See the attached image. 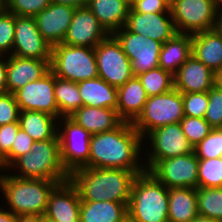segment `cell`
Returning a JSON list of instances; mask_svg holds the SVG:
<instances>
[{
  "label": "cell",
  "mask_w": 222,
  "mask_h": 222,
  "mask_svg": "<svg viewBox=\"0 0 222 222\" xmlns=\"http://www.w3.org/2000/svg\"><path fill=\"white\" fill-rule=\"evenodd\" d=\"M208 107L204 119L212 128H222V87L216 84L208 91Z\"/></svg>",
  "instance_id": "obj_40"
},
{
  "label": "cell",
  "mask_w": 222,
  "mask_h": 222,
  "mask_svg": "<svg viewBox=\"0 0 222 222\" xmlns=\"http://www.w3.org/2000/svg\"><path fill=\"white\" fill-rule=\"evenodd\" d=\"M192 55L214 73L222 67V37L215 28L192 35Z\"/></svg>",
  "instance_id": "obj_25"
},
{
  "label": "cell",
  "mask_w": 222,
  "mask_h": 222,
  "mask_svg": "<svg viewBox=\"0 0 222 222\" xmlns=\"http://www.w3.org/2000/svg\"><path fill=\"white\" fill-rule=\"evenodd\" d=\"M144 166L149 171L159 160L169 159L194 152L180 123H172L151 131L144 139ZM146 140V141H145ZM147 143L149 146H147ZM150 147V148H149Z\"/></svg>",
  "instance_id": "obj_9"
},
{
  "label": "cell",
  "mask_w": 222,
  "mask_h": 222,
  "mask_svg": "<svg viewBox=\"0 0 222 222\" xmlns=\"http://www.w3.org/2000/svg\"><path fill=\"white\" fill-rule=\"evenodd\" d=\"M51 4V0H4L1 4L16 16L35 17Z\"/></svg>",
  "instance_id": "obj_38"
},
{
  "label": "cell",
  "mask_w": 222,
  "mask_h": 222,
  "mask_svg": "<svg viewBox=\"0 0 222 222\" xmlns=\"http://www.w3.org/2000/svg\"><path fill=\"white\" fill-rule=\"evenodd\" d=\"M15 35V14L0 5V55L10 56Z\"/></svg>",
  "instance_id": "obj_35"
},
{
  "label": "cell",
  "mask_w": 222,
  "mask_h": 222,
  "mask_svg": "<svg viewBox=\"0 0 222 222\" xmlns=\"http://www.w3.org/2000/svg\"><path fill=\"white\" fill-rule=\"evenodd\" d=\"M143 141L133 124L125 121L113 130L92 134L88 168H121L142 174L146 171Z\"/></svg>",
  "instance_id": "obj_1"
},
{
  "label": "cell",
  "mask_w": 222,
  "mask_h": 222,
  "mask_svg": "<svg viewBox=\"0 0 222 222\" xmlns=\"http://www.w3.org/2000/svg\"><path fill=\"white\" fill-rule=\"evenodd\" d=\"M138 174L121 168L82 167L70 174L81 201H113L128 206L131 187Z\"/></svg>",
  "instance_id": "obj_2"
},
{
  "label": "cell",
  "mask_w": 222,
  "mask_h": 222,
  "mask_svg": "<svg viewBox=\"0 0 222 222\" xmlns=\"http://www.w3.org/2000/svg\"><path fill=\"white\" fill-rule=\"evenodd\" d=\"M40 222H54V221H52V220L46 218L45 216H41V220H40Z\"/></svg>",
  "instance_id": "obj_53"
},
{
  "label": "cell",
  "mask_w": 222,
  "mask_h": 222,
  "mask_svg": "<svg viewBox=\"0 0 222 222\" xmlns=\"http://www.w3.org/2000/svg\"><path fill=\"white\" fill-rule=\"evenodd\" d=\"M89 0H51V2L56 4H61L65 6H72L74 8H82L88 6Z\"/></svg>",
  "instance_id": "obj_46"
},
{
  "label": "cell",
  "mask_w": 222,
  "mask_h": 222,
  "mask_svg": "<svg viewBox=\"0 0 222 222\" xmlns=\"http://www.w3.org/2000/svg\"><path fill=\"white\" fill-rule=\"evenodd\" d=\"M69 117L90 134L113 130L123 122L111 108L82 106Z\"/></svg>",
  "instance_id": "obj_22"
},
{
  "label": "cell",
  "mask_w": 222,
  "mask_h": 222,
  "mask_svg": "<svg viewBox=\"0 0 222 222\" xmlns=\"http://www.w3.org/2000/svg\"><path fill=\"white\" fill-rule=\"evenodd\" d=\"M183 133L193 147L197 146L212 130L204 118L184 116L179 122Z\"/></svg>",
  "instance_id": "obj_37"
},
{
  "label": "cell",
  "mask_w": 222,
  "mask_h": 222,
  "mask_svg": "<svg viewBox=\"0 0 222 222\" xmlns=\"http://www.w3.org/2000/svg\"><path fill=\"white\" fill-rule=\"evenodd\" d=\"M50 70L59 78L77 83L97 78L95 50L58 43L52 46Z\"/></svg>",
  "instance_id": "obj_6"
},
{
  "label": "cell",
  "mask_w": 222,
  "mask_h": 222,
  "mask_svg": "<svg viewBox=\"0 0 222 222\" xmlns=\"http://www.w3.org/2000/svg\"><path fill=\"white\" fill-rule=\"evenodd\" d=\"M131 9L137 13H170V0H135Z\"/></svg>",
  "instance_id": "obj_43"
},
{
  "label": "cell",
  "mask_w": 222,
  "mask_h": 222,
  "mask_svg": "<svg viewBox=\"0 0 222 222\" xmlns=\"http://www.w3.org/2000/svg\"><path fill=\"white\" fill-rule=\"evenodd\" d=\"M83 106L111 108L117 110L118 91L102 78L87 79L78 82Z\"/></svg>",
  "instance_id": "obj_26"
},
{
  "label": "cell",
  "mask_w": 222,
  "mask_h": 222,
  "mask_svg": "<svg viewBox=\"0 0 222 222\" xmlns=\"http://www.w3.org/2000/svg\"><path fill=\"white\" fill-rule=\"evenodd\" d=\"M221 0H170L177 33L196 34L215 28Z\"/></svg>",
  "instance_id": "obj_8"
},
{
  "label": "cell",
  "mask_w": 222,
  "mask_h": 222,
  "mask_svg": "<svg viewBox=\"0 0 222 222\" xmlns=\"http://www.w3.org/2000/svg\"><path fill=\"white\" fill-rule=\"evenodd\" d=\"M58 137L62 165L71 174L82 167L88 168L91 135L70 117L58 119Z\"/></svg>",
  "instance_id": "obj_10"
},
{
  "label": "cell",
  "mask_w": 222,
  "mask_h": 222,
  "mask_svg": "<svg viewBox=\"0 0 222 222\" xmlns=\"http://www.w3.org/2000/svg\"><path fill=\"white\" fill-rule=\"evenodd\" d=\"M17 216L13 214L7 208L4 209L3 205H0V222H16Z\"/></svg>",
  "instance_id": "obj_47"
},
{
  "label": "cell",
  "mask_w": 222,
  "mask_h": 222,
  "mask_svg": "<svg viewBox=\"0 0 222 222\" xmlns=\"http://www.w3.org/2000/svg\"><path fill=\"white\" fill-rule=\"evenodd\" d=\"M198 187H222V157L198 159Z\"/></svg>",
  "instance_id": "obj_34"
},
{
  "label": "cell",
  "mask_w": 222,
  "mask_h": 222,
  "mask_svg": "<svg viewBox=\"0 0 222 222\" xmlns=\"http://www.w3.org/2000/svg\"><path fill=\"white\" fill-rule=\"evenodd\" d=\"M215 84L222 87V67L215 73Z\"/></svg>",
  "instance_id": "obj_51"
},
{
  "label": "cell",
  "mask_w": 222,
  "mask_h": 222,
  "mask_svg": "<svg viewBox=\"0 0 222 222\" xmlns=\"http://www.w3.org/2000/svg\"><path fill=\"white\" fill-rule=\"evenodd\" d=\"M184 116L204 118L208 107V92L182 93Z\"/></svg>",
  "instance_id": "obj_39"
},
{
  "label": "cell",
  "mask_w": 222,
  "mask_h": 222,
  "mask_svg": "<svg viewBox=\"0 0 222 222\" xmlns=\"http://www.w3.org/2000/svg\"><path fill=\"white\" fill-rule=\"evenodd\" d=\"M6 171L24 179L65 182L70 178L62 165L58 134L53 139L35 141L31 151L20 156Z\"/></svg>",
  "instance_id": "obj_4"
},
{
  "label": "cell",
  "mask_w": 222,
  "mask_h": 222,
  "mask_svg": "<svg viewBox=\"0 0 222 222\" xmlns=\"http://www.w3.org/2000/svg\"><path fill=\"white\" fill-rule=\"evenodd\" d=\"M19 113L15 95L9 92L0 94V125L19 122Z\"/></svg>",
  "instance_id": "obj_42"
},
{
  "label": "cell",
  "mask_w": 222,
  "mask_h": 222,
  "mask_svg": "<svg viewBox=\"0 0 222 222\" xmlns=\"http://www.w3.org/2000/svg\"><path fill=\"white\" fill-rule=\"evenodd\" d=\"M109 34L125 26L131 3L128 0H89L87 6Z\"/></svg>",
  "instance_id": "obj_24"
},
{
  "label": "cell",
  "mask_w": 222,
  "mask_h": 222,
  "mask_svg": "<svg viewBox=\"0 0 222 222\" xmlns=\"http://www.w3.org/2000/svg\"><path fill=\"white\" fill-rule=\"evenodd\" d=\"M74 7L51 2L34 18L42 37L52 46L62 43L71 24Z\"/></svg>",
  "instance_id": "obj_19"
},
{
  "label": "cell",
  "mask_w": 222,
  "mask_h": 222,
  "mask_svg": "<svg viewBox=\"0 0 222 222\" xmlns=\"http://www.w3.org/2000/svg\"><path fill=\"white\" fill-rule=\"evenodd\" d=\"M191 222H220V221L214 220L213 218H208L198 215Z\"/></svg>",
  "instance_id": "obj_50"
},
{
  "label": "cell",
  "mask_w": 222,
  "mask_h": 222,
  "mask_svg": "<svg viewBox=\"0 0 222 222\" xmlns=\"http://www.w3.org/2000/svg\"><path fill=\"white\" fill-rule=\"evenodd\" d=\"M127 211L128 222H168V188L149 171L138 174Z\"/></svg>",
  "instance_id": "obj_5"
},
{
  "label": "cell",
  "mask_w": 222,
  "mask_h": 222,
  "mask_svg": "<svg viewBox=\"0 0 222 222\" xmlns=\"http://www.w3.org/2000/svg\"><path fill=\"white\" fill-rule=\"evenodd\" d=\"M6 170H5V167H4V165H3V162H2V160L0 159V175L1 174H3V172H5Z\"/></svg>",
  "instance_id": "obj_52"
},
{
  "label": "cell",
  "mask_w": 222,
  "mask_h": 222,
  "mask_svg": "<svg viewBox=\"0 0 222 222\" xmlns=\"http://www.w3.org/2000/svg\"><path fill=\"white\" fill-rule=\"evenodd\" d=\"M7 92V60L6 56L0 58V94Z\"/></svg>",
  "instance_id": "obj_45"
},
{
  "label": "cell",
  "mask_w": 222,
  "mask_h": 222,
  "mask_svg": "<svg viewBox=\"0 0 222 222\" xmlns=\"http://www.w3.org/2000/svg\"><path fill=\"white\" fill-rule=\"evenodd\" d=\"M55 75L49 70L40 79L28 82L14 95L20 111H39L58 118L54 96Z\"/></svg>",
  "instance_id": "obj_14"
},
{
  "label": "cell",
  "mask_w": 222,
  "mask_h": 222,
  "mask_svg": "<svg viewBox=\"0 0 222 222\" xmlns=\"http://www.w3.org/2000/svg\"><path fill=\"white\" fill-rule=\"evenodd\" d=\"M51 53L52 45L42 37L35 18L15 15V35L11 55L51 60Z\"/></svg>",
  "instance_id": "obj_15"
},
{
  "label": "cell",
  "mask_w": 222,
  "mask_h": 222,
  "mask_svg": "<svg viewBox=\"0 0 222 222\" xmlns=\"http://www.w3.org/2000/svg\"><path fill=\"white\" fill-rule=\"evenodd\" d=\"M80 205L79 192L69 179L52 190L44 216L54 222H80Z\"/></svg>",
  "instance_id": "obj_17"
},
{
  "label": "cell",
  "mask_w": 222,
  "mask_h": 222,
  "mask_svg": "<svg viewBox=\"0 0 222 222\" xmlns=\"http://www.w3.org/2000/svg\"><path fill=\"white\" fill-rule=\"evenodd\" d=\"M184 117L182 93L176 89L148 97L142 113L132 123L143 139L153 130L172 123H179Z\"/></svg>",
  "instance_id": "obj_7"
},
{
  "label": "cell",
  "mask_w": 222,
  "mask_h": 222,
  "mask_svg": "<svg viewBox=\"0 0 222 222\" xmlns=\"http://www.w3.org/2000/svg\"><path fill=\"white\" fill-rule=\"evenodd\" d=\"M198 215L222 222V187L196 188Z\"/></svg>",
  "instance_id": "obj_32"
},
{
  "label": "cell",
  "mask_w": 222,
  "mask_h": 222,
  "mask_svg": "<svg viewBox=\"0 0 222 222\" xmlns=\"http://www.w3.org/2000/svg\"><path fill=\"white\" fill-rule=\"evenodd\" d=\"M41 216L38 215H18L16 222H40Z\"/></svg>",
  "instance_id": "obj_48"
},
{
  "label": "cell",
  "mask_w": 222,
  "mask_h": 222,
  "mask_svg": "<svg viewBox=\"0 0 222 222\" xmlns=\"http://www.w3.org/2000/svg\"><path fill=\"white\" fill-rule=\"evenodd\" d=\"M54 96L58 106V119L71 116L83 106L77 82L55 76Z\"/></svg>",
  "instance_id": "obj_31"
},
{
  "label": "cell",
  "mask_w": 222,
  "mask_h": 222,
  "mask_svg": "<svg viewBox=\"0 0 222 222\" xmlns=\"http://www.w3.org/2000/svg\"><path fill=\"white\" fill-rule=\"evenodd\" d=\"M148 97L162 95L174 88L173 75L156 67L137 75Z\"/></svg>",
  "instance_id": "obj_33"
},
{
  "label": "cell",
  "mask_w": 222,
  "mask_h": 222,
  "mask_svg": "<svg viewBox=\"0 0 222 222\" xmlns=\"http://www.w3.org/2000/svg\"><path fill=\"white\" fill-rule=\"evenodd\" d=\"M215 29L222 37V2L218 8Z\"/></svg>",
  "instance_id": "obj_49"
},
{
  "label": "cell",
  "mask_w": 222,
  "mask_h": 222,
  "mask_svg": "<svg viewBox=\"0 0 222 222\" xmlns=\"http://www.w3.org/2000/svg\"><path fill=\"white\" fill-rule=\"evenodd\" d=\"M62 182L24 179L5 171L0 175V192L4 208L18 215L44 216L52 190Z\"/></svg>",
  "instance_id": "obj_3"
},
{
  "label": "cell",
  "mask_w": 222,
  "mask_h": 222,
  "mask_svg": "<svg viewBox=\"0 0 222 222\" xmlns=\"http://www.w3.org/2000/svg\"><path fill=\"white\" fill-rule=\"evenodd\" d=\"M198 216L196 189H168V222H191Z\"/></svg>",
  "instance_id": "obj_27"
},
{
  "label": "cell",
  "mask_w": 222,
  "mask_h": 222,
  "mask_svg": "<svg viewBox=\"0 0 222 222\" xmlns=\"http://www.w3.org/2000/svg\"><path fill=\"white\" fill-rule=\"evenodd\" d=\"M198 159L222 157V128H212L210 133L194 147Z\"/></svg>",
  "instance_id": "obj_36"
},
{
  "label": "cell",
  "mask_w": 222,
  "mask_h": 222,
  "mask_svg": "<svg viewBox=\"0 0 222 222\" xmlns=\"http://www.w3.org/2000/svg\"><path fill=\"white\" fill-rule=\"evenodd\" d=\"M20 128L19 122L0 125V159L3 160L10 152L13 140Z\"/></svg>",
  "instance_id": "obj_44"
},
{
  "label": "cell",
  "mask_w": 222,
  "mask_h": 222,
  "mask_svg": "<svg viewBox=\"0 0 222 222\" xmlns=\"http://www.w3.org/2000/svg\"><path fill=\"white\" fill-rule=\"evenodd\" d=\"M110 34L88 7L76 8L63 44L95 48Z\"/></svg>",
  "instance_id": "obj_16"
},
{
  "label": "cell",
  "mask_w": 222,
  "mask_h": 222,
  "mask_svg": "<svg viewBox=\"0 0 222 222\" xmlns=\"http://www.w3.org/2000/svg\"><path fill=\"white\" fill-rule=\"evenodd\" d=\"M174 89L181 93L208 92L215 85V73L191 55L173 75Z\"/></svg>",
  "instance_id": "obj_20"
},
{
  "label": "cell",
  "mask_w": 222,
  "mask_h": 222,
  "mask_svg": "<svg viewBox=\"0 0 222 222\" xmlns=\"http://www.w3.org/2000/svg\"><path fill=\"white\" fill-rule=\"evenodd\" d=\"M34 142L35 140L20 127L15 140H13L9 154L2 160L5 170H7L20 156L30 152Z\"/></svg>",
  "instance_id": "obj_41"
},
{
  "label": "cell",
  "mask_w": 222,
  "mask_h": 222,
  "mask_svg": "<svg viewBox=\"0 0 222 222\" xmlns=\"http://www.w3.org/2000/svg\"><path fill=\"white\" fill-rule=\"evenodd\" d=\"M7 92L14 94L28 82L40 79L50 70L51 60L6 56Z\"/></svg>",
  "instance_id": "obj_21"
},
{
  "label": "cell",
  "mask_w": 222,
  "mask_h": 222,
  "mask_svg": "<svg viewBox=\"0 0 222 222\" xmlns=\"http://www.w3.org/2000/svg\"><path fill=\"white\" fill-rule=\"evenodd\" d=\"M94 50L98 77L111 86L119 88L134 76L130 59L112 34L97 44Z\"/></svg>",
  "instance_id": "obj_11"
},
{
  "label": "cell",
  "mask_w": 222,
  "mask_h": 222,
  "mask_svg": "<svg viewBox=\"0 0 222 222\" xmlns=\"http://www.w3.org/2000/svg\"><path fill=\"white\" fill-rule=\"evenodd\" d=\"M80 222H128L127 205L113 201H81Z\"/></svg>",
  "instance_id": "obj_29"
},
{
  "label": "cell",
  "mask_w": 222,
  "mask_h": 222,
  "mask_svg": "<svg viewBox=\"0 0 222 222\" xmlns=\"http://www.w3.org/2000/svg\"><path fill=\"white\" fill-rule=\"evenodd\" d=\"M119 117L133 123L142 113L148 96L137 76H133L123 86L117 88Z\"/></svg>",
  "instance_id": "obj_23"
},
{
  "label": "cell",
  "mask_w": 222,
  "mask_h": 222,
  "mask_svg": "<svg viewBox=\"0 0 222 222\" xmlns=\"http://www.w3.org/2000/svg\"><path fill=\"white\" fill-rule=\"evenodd\" d=\"M191 55L192 35L177 33L172 39L162 44L159 67L174 75Z\"/></svg>",
  "instance_id": "obj_28"
},
{
  "label": "cell",
  "mask_w": 222,
  "mask_h": 222,
  "mask_svg": "<svg viewBox=\"0 0 222 222\" xmlns=\"http://www.w3.org/2000/svg\"><path fill=\"white\" fill-rule=\"evenodd\" d=\"M120 43L123 52L131 62L134 76L159 67L162 43L145 35L130 32L125 27L112 34Z\"/></svg>",
  "instance_id": "obj_12"
},
{
  "label": "cell",
  "mask_w": 222,
  "mask_h": 222,
  "mask_svg": "<svg viewBox=\"0 0 222 222\" xmlns=\"http://www.w3.org/2000/svg\"><path fill=\"white\" fill-rule=\"evenodd\" d=\"M149 172L168 189L198 188V158L195 152L159 160Z\"/></svg>",
  "instance_id": "obj_13"
},
{
  "label": "cell",
  "mask_w": 222,
  "mask_h": 222,
  "mask_svg": "<svg viewBox=\"0 0 222 222\" xmlns=\"http://www.w3.org/2000/svg\"><path fill=\"white\" fill-rule=\"evenodd\" d=\"M20 127L35 141L53 139L58 132V118L39 111H20Z\"/></svg>",
  "instance_id": "obj_30"
},
{
  "label": "cell",
  "mask_w": 222,
  "mask_h": 222,
  "mask_svg": "<svg viewBox=\"0 0 222 222\" xmlns=\"http://www.w3.org/2000/svg\"><path fill=\"white\" fill-rule=\"evenodd\" d=\"M124 27L132 33L145 35L162 44L177 34L171 13L142 14L130 9Z\"/></svg>",
  "instance_id": "obj_18"
}]
</instances>
